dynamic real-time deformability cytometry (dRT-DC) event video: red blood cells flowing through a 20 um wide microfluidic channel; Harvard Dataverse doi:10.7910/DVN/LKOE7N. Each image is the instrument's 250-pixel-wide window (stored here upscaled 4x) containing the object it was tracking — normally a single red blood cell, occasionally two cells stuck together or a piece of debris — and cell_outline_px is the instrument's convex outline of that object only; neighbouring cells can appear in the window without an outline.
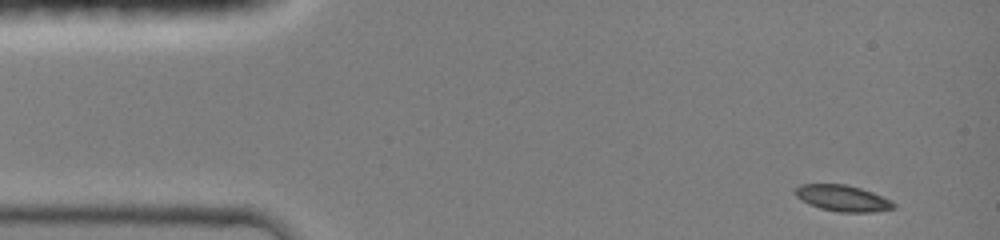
{"species": "common noctule bat (a hibernating species)", "species_latin": "Nyctalus noctula", "temperature_condition": "room temperature", "stored_images_in_passage": 14, "camera_frame_rate_fps": 3000, "um_per_image_px": 0.085, "animal": {"sex": "female", "body_mass_g": 19.0, "forearm_length_mm": 51.5}, "frame": {"image": 1, "passage_image": 1, "time_ms": 0.0, "image_size_px": [1000, 240], "cell_outline_px": [[896, 208], [876, 212], [840, 212], [820, 208], [808, 204], [800, 200], [796, 196], [796, 188], [800, 184], [844, 184], [860, 188], [872, 192], [896, 204]], "centroid_in_image_um": [71.61, 16.85], "position_along_channel_um": 13.4, "area_um2": 14.91}}
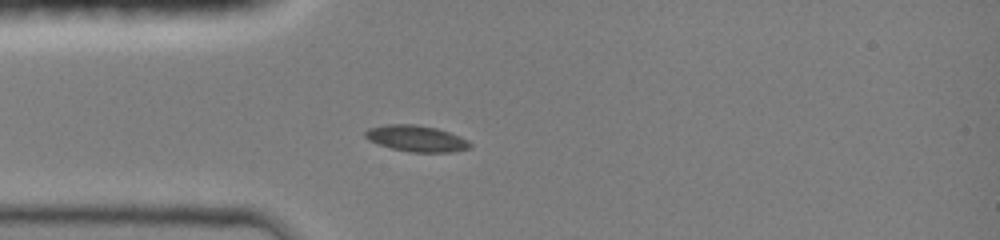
{"frame": {"image": 2, "passage_image": 10, "time_ms": 3.0, "image_size_px": [1000, 240], "cell_outline_px": [[472, 144], [468, 148], [452, 152], [412, 152], [392, 148], [368, 140], [364, 136], [364, 132], [368, 128], [388, 124], [416, 124], [436, 128], [448, 132], [468, 140]], "centroid_in_image_um": [35.37, 11.76], "position_along_channel_um": 49.6, "area_um2": 15.84}}
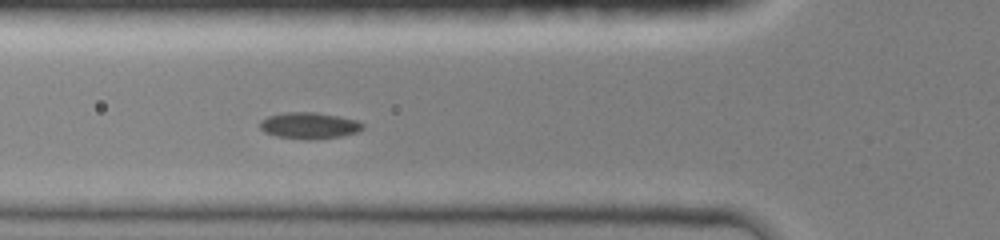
{"frame": {"image": 3, "passage_image": 14, "time_ms": 4.333, "image_size_px": [1000, 240], "cell_outline_px": [[364, 128], [356, 132], [340, 136], [308, 140], [276, 136], [264, 132], [260, 128], [260, 120], [268, 116], [284, 112], [316, 112], [356, 120], [364, 124]], "centroid_in_image_um": [26.25, 10.67], "position_along_channel_um": 99.6, "area_um2": 15.72}}